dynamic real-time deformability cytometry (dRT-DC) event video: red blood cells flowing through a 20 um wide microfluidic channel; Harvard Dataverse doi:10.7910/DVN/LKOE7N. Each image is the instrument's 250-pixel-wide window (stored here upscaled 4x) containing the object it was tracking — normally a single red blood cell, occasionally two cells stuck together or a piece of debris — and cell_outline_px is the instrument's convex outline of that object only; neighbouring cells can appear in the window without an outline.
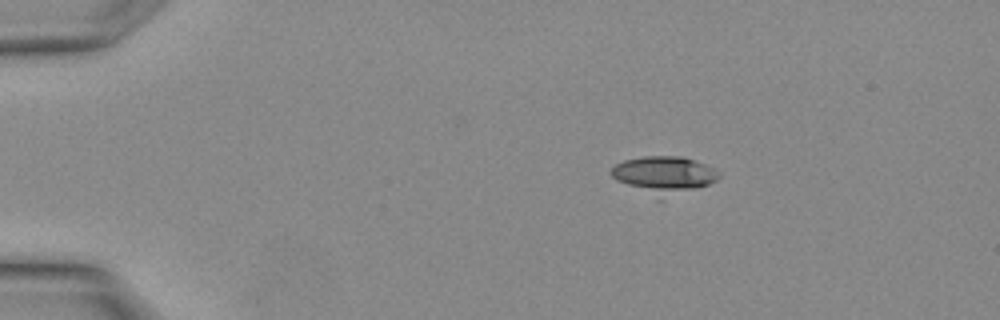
{"species": "Egyptian fruit bat (a non-hibernating species)", "species_latin": "Rousettus aegyptiacus", "temperature_condition": "warm", "stored_images_in_passage": 13, "camera_frame_rate_fps": 3000, "um_per_image_px": 0.085, "animal": {"sex": "female"}, "frame": {"image": 1, "passage_image": 1, "time_ms": 0.0, "image_size_px": [1000, 320], "cell_outline_px": [[720, 176], [716, 180], [708, 184], [660, 200], [656, 200], [616, 180], [608, 172], [616, 164], [624, 160], [644, 156], [680, 156], [716, 168], [720, 172]], "centroid_in_image_um": [56.4, 14.89], "position_along_channel_um": 28.6, "area_um2": 23.58}}
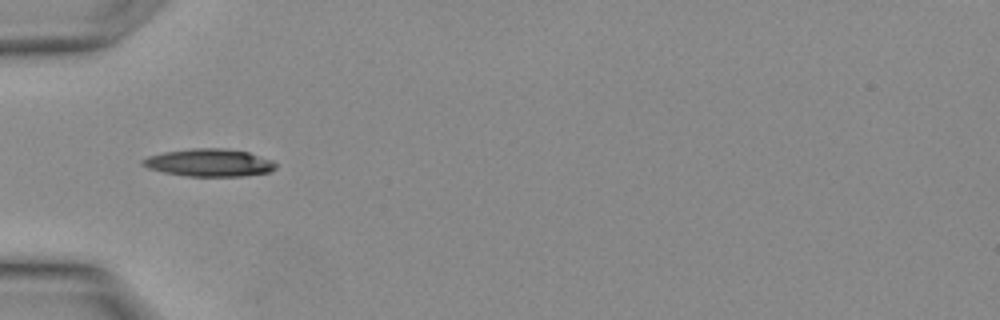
{"frame": {"image": 2, "passage_image": 6, "time_ms": 1.667, "image_size_px": [1000, 320], "cell_outline_px": [[276, 168], [268, 172], [244, 176], [188, 176], [164, 172], [148, 168], [140, 164], [140, 160], [148, 156], [164, 152], [192, 148], [224, 148], [248, 152], [272, 160], [276, 164]], "centroid_in_image_um": [17.76, 13.82], "position_along_channel_um": 67.2, "area_um2": 21.39}}
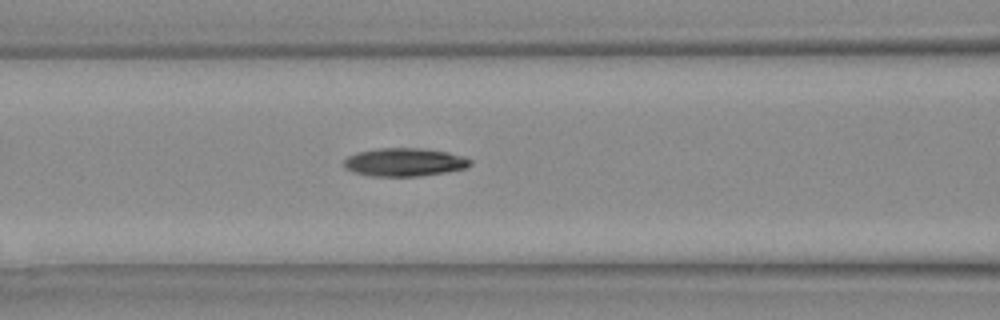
{"frame": {"image": 3, "passage_image": 9, "time_ms": 2.667, "image_size_px": [1000, 320], "cell_outline_px": [[472, 164], [464, 168], [444, 172], [420, 176], [372, 176], [356, 172], [344, 168], [344, 160], [348, 156], [356, 152], [380, 148], [420, 148], [448, 152], [464, 156], [472, 160]], "centroid_in_image_um": [34.38, 13.77], "position_along_channel_um": 132.2, "area_um2": 20.69}}